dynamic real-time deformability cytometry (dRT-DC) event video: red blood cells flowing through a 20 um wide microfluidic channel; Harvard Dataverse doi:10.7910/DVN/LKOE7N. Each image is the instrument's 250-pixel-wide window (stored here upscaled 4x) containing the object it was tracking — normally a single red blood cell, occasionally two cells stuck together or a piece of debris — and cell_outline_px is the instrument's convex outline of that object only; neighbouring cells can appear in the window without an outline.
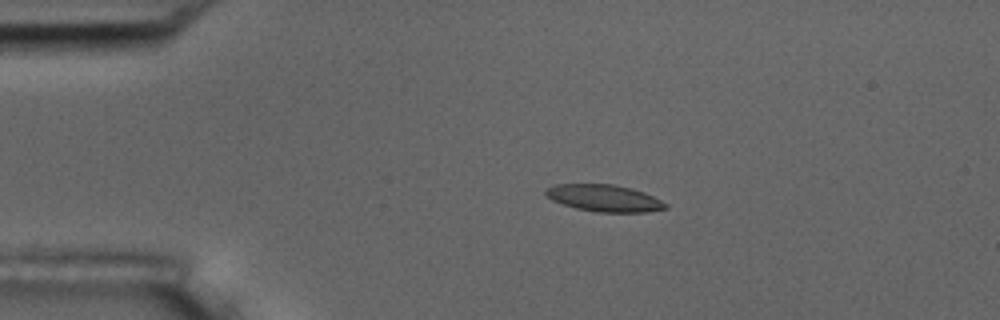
{"species": "common noctule bat (a hibernating species)", "species_latin": "Nyctalus noctula", "temperature_condition": "room temperature", "stored_images_in_passage": 8, "camera_frame_rate_fps": 3000, "um_per_image_px": 0.085, "animal": {"sex": "male", "body_mass_g": 17.5, "forearm_length_mm": 52.3}, "frame": {"image": 1, "passage_image": 3, "time_ms": 2.667, "image_size_px": [1000, 320], "cell_outline_px": [[668, 208], [644, 212], [596, 212], [576, 208], [552, 200], [544, 192], [548, 188], [556, 184], [612, 184], [632, 188], [644, 192], [668, 204]], "centroid_in_image_um": [51.38, 16.84], "position_along_channel_um": 33.6, "area_um2": 18.61}}
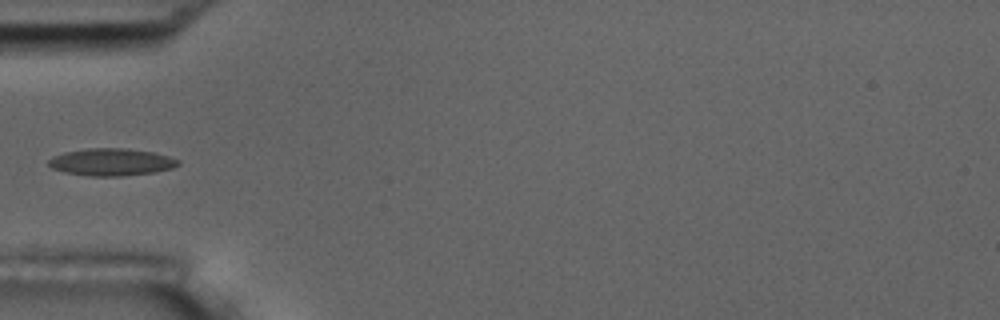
{"frame": {"image": 2, "passage_image": 5, "time_ms": 5.0, "image_size_px": [1000, 320], "cell_outline_px": [[180, 164], [172, 168], [156, 172], [120, 176], [88, 176], [64, 172], [52, 168], [48, 164], [48, 160], [52, 156], [64, 152], [88, 148], [124, 148], [152, 152], [168, 156], [180, 160]], "centroid_in_image_um": [9.45, 13.77], "position_along_channel_um": 75.5, "area_um2": 20.63}}
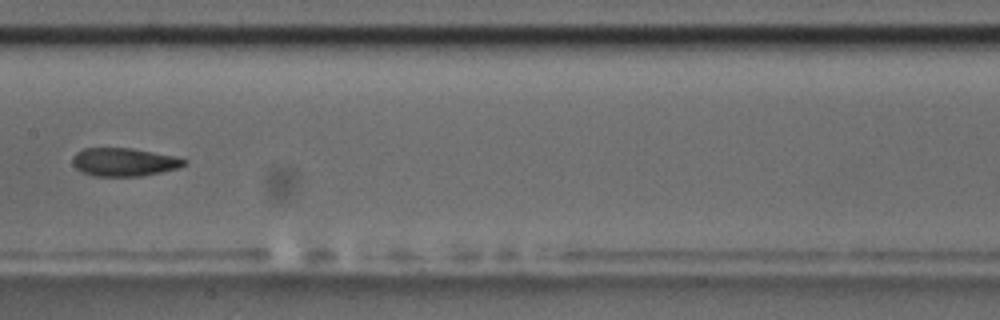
{"frame": {"image": 3, "passage_image": 8, "time_ms": 8.333, "image_size_px": [1000, 320], "cell_outline_px": [[188, 164], [180, 168], [140, 176], [92, 176], [80, 172], [72, 164], [72, 156], [76, 152], [84, 148], [132, 148], [176, 156], [188, 160]], "centroid_in_image_um": [10.55, 13.77], "position_along_channel_um": 196.9, "area_um2": 18.67}}